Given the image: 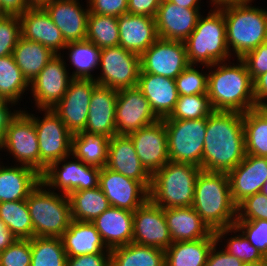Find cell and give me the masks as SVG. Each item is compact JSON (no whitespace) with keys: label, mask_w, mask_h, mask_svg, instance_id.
<instances>
[{"label":"cell","mask_w":267,"mask_h":266,"mask_svg":"<svg viewBox=\"0 0 267 266\" xmlns=\"http://www.w3.org/2000/svg\"><path fill=\"white\" fill-rule=\"evenodd\" d=\"M245 156L243 113L213 111L207 117L202 170L228 173Z\"/></svg>","instance_id":"1"},{"label":"cell","mask_w":267,"mask_h":266,"mask_svg":"<svg viewBox=\"0 0 267 266\" xmlns=\"http://www.w3.org/2000/svg\"><path fill=\"white\" fill-rule=\"evenodd\" d=\"M237 60L236 65L223 61L206 67L210 69L207 95L214 111L245 113L256 108L253 81L244 61Z\"/></svg>","instance_id":"2"},{"label":"cell","mask_w":267,"mask_h":266,"mask_svg":"<svg viewBox=\"0 0 267 266\" xmlns=\"http://www.w3.org/2000/svg\"><path fill=\"white\" fill-rule=\"evenodd\" d=\"M192 207L213 232L234 226L237 205L231 196L227 173L201 170Z\"/></svg>","instance_id":"3"},{"label":"cell","mask_w":267,"mask_h":266,"mask_svg":"<svg viewBox=\"0 0 267 266\" xmlns=\"http://www.w3.org/2000/svg\"><path fill=\"white\" fill-rule=\"evenodd\" d=\"M250 3L220 8L226 23L227 47L237 58L267 42V10Z\"/></svg>","instance_id":"4"},{"label":"cell","mask_w":267,"mask_h":266,"mask_svg":"<svg viewBox=\"0 0 267 266\" xmlns=\"http://www.w3.org/2000/svg\"><path fill=\"white\" fill-rule=\"evenodd\" d=\"M201 170L190 163L167 162L151 176L149 200L163 209L192 206L195 183Z\"/></svg>","instance_id":"5"},{"label":"cell","mask_w":267,"mask_h":266,"mask_svg":"<svg viewBox=\"0 0 267 266\" xmlns=\"http://www.w3.org/2000/svg\"><path fill=\"white\" fill-rule=\"evenodd\" d=\"M190 65L211 66L228 61L231 53L226 43V23L220 8H213L208 16L200 15L195 29L184 41Z\"/></svg>","instance_id":"6"},{"label":"cell","mask_w":267,"mask_h":266,"mask_svg":"<svg viewBox=\"0 0 267 266\" xmlns=\"http://www.w3.org/2000/svg\"><path fill=\"white\" fill-rule=\"evenodd\" d=\"M46 189L40 181L26 199L34 237H61L72 221L69 196Z\"/></svg>","instance_id":"7"},{"label":"cell","mask_w":267,"mask_h":266,"mask_svg":"<svg viewBox=\"0 0 267 266\" xmlns=\"http://www.w3.org/2000/svg\"><path fill=\"white\" fill-rule=\"evenodd\" d=\"M162 120L167 131L169 161L190 163L202 169L207 117L193 120Z\"/></svg>","instance_id":"8"},{"label":"cell","mask_w":267,"mask_h":266,"mask_svg":"<svg viewBox=\"0 0 267 266\" xmlns=\"http://www.w3.org/2000/svg\"><path fill=\"white\" fill-rule=\"evenodd\" d=\"M1 149H7L18 164L30 167L40 174V150L33 119L25 110H19L8 122Z\"/></svg>","instance_id":"9"},{"label":"cell","mask_w":267,"mask_h":266,"mask_svg":"<svg viewBox=\"0 0 267 266\" xmlns=\"http://www.w3.org/2000/svg\"><path fill=\"white\" fill-rule=\"evenodd\" d=\"M100 75L94 77L98 85L115 90L137 87L141 71L140 55L120 45L105 47L100 53Z\"/></svg>","instance_id":"10"},{"label":"cell","mask_w":267,"mask_h":266,"mask_svg":"<svg viewBox=\"0 0 267 266\" xmlns=\"http://www.w3.org/2000/svg\"><path fill=\"white\" fill-rule=\"evenodd\" d=\"M45 112L43 119L28 115L33 119L40 150V175L52 164L71 155L72 133L51 109H38ZM39 118V119H38Z\"/></svg>","instance_id":"11"},{"label":"cell","mask_w":267,"mask_h":266,"mask_svg":"<svg viewBox=\"0 0 267 266\" xmlns=\"http://www.w3.org/2000/svg\"><path fill=\"white\" fill-rule=\"evenodd\" d=\"M70 156L52 163L41 175V181L46 187L53 191L57 188L60 193L67 195L72 191L98 187L101 169L87 165L75 156H73L74 160L67 161ZM60 164L62 165L60 166Z\"/></svg>","instance_id":"12"},{"label":"cell","mask_w":267,"mask_h":266,"mask_svg":"<svg viewBox=\"0 0 267 266\" xmlns=\"http://www.w3.org/2000/svg\"><path fill=\"white\" fill-rule=\"evenodd\" d=\"M184 42L158 38L140 55V73L175 79L189 66Z\"/></svg>","instance_id":"13"},{"label":"cell","mask_w":267,"mask_h":266,"mask_svg":"<svg viewBox=\"0 0 267 266\" xmlns=\"http://www.w3.org/2000/svg\"><path fill=\"white\" fill-rule=\"evenodd\" d=\"M61 54H56L30 83L37 109H52L65 95L72 80Z\"/></svg>","instance_id":"14"},{"label":"cell","mask_w":267,"mask_h":266,"mask_svg":"<svg viewBox=\"0 0 267 266\" xmlns=\"http://www.w3.org/2000/svg\"><path fill=\"white\" fill-rule=\"evenodd\" d=\"M97 85L91 79H72L63 98L51 109L72 134L84 131L92 92Z\"/></svg>","instance_id":"15"},{"label":"cell","mask_w":267,"mask_h":266,"mask_svg":"<svg viewBox=\"0 0 267 266\" xmlns=\"http://www.w3.org/2000/svg\"><path fill=\"white\" fill-rule=\"evenodd\" d=\"M158 120L149 101L137 87L118 91L115 115L116 134L129 135Z\"/></svg>","instance_id":"16"},{"label":"cell","mask_w":267,"mask_h":266,"mask_svg":"<svg viewBox=\"0 0 267 266\" xmlns=\"http://www.w3.org/2000/svg\"><path fill=\"white\" fill-rule=\"evenodd\" d=\"M99 187L113 207L134 212L149 200V190L139 181L101 168Z\"/></svg>","instance_id":"17"},{"label":"cell","mask_w":267,"mask_h":266,"mask_svg":"<svg viewBox=\"0 0 267 266\" xmlns=\"http://www.w3.org/2000/svg\"><path fill=\"white\" fill-rule=\"evenodd\" d=\"M132 242L166 250L173 242L164 209L148 200L134 211Z\"/></svg>","instance_id":"18"},{"label":"cell","mask_w":267,"mask_h":266,"mask_svg":"<svg viewBox=\"0 0 267 266\" xmlns=\"http://www.w3.org/2000/svg\"><path fill=\"white\" fill-rule=\"evenodd\" d=\"M129 136L141 164L151 176L169 162L167 131L162 119Z\"/></svg>","instance_id":"19"},{"label":"cell","mask_w":267,"mask_h":266,"mask_svg":"<svg viewBox=\"0 0 267 266\" xmlns=\"http://www.w3.org/2000/svg\"><path fill=\"white\" fill-rule=\"evenodd\" d=\"M227 175L233 202L238 205L248 196L261 191L267 180V157L246 154Z\"/></svg>","instance_id":"20"},{"label":"cell","mask_w":267,"mask_h":266,"mask_svg":"<svg viewBox=\"0 0 267 266\" xmlns=\"http://www.w3.org/2000/svg\"><path fill=\"white\" fill-rule=\"evenodd\" d=\"M200 15V9L182 8L162 0L155 17L158 37L184 42L195 29Z\"/></svg>","instance_id":"21"},{"label":"cell","mask_w":267,"mask_h":266,"mask_svg":"<svg viewBox=\"0 0 267 266\" xmlns=\"http://www.w3.org/2000/svg\"><path fill=\"white\" fill-rule=\"evenodd\" d=\"M106 167L139 181L150 189L151 175L141 164L129 135L116 134L110 139Z\"/></svg>","instance_id":"22"},{"label":"cell","mask_w":267,"mask_h":266,"mask_svg":"<svg viewBox=\"0 0 267 266\" xmlns=\"http://www.w3.org/2000/svg\"><path fill=\"white\" fill-rule=\"evenodd\" d=\"M53 23L60 29L66 43L85 40L89 8L79 0H54L44 7Z\"/></svg>","instance_id":"23"},{"label":"cell","mask_w":267,"mask_h":266,"mask_svg":"<svg viewBox=\"0 0 267 266\" xmlns=\"http://www.w3.org/2000/svg\"><path fill=\"white\" fill-rule=\"evenodd\" d=\"M118 90L97 85L92 92L84 131L112 138L116 135V99Z\"/></svg>","instance_id":"24"},{"label":"cell","mask_w":267,"mask_h":266,"mask_svg":"<svg viewBox=\"0 0 267 266\" xmlns=\"http://www.w3.org/2000/svg\"><path fill=\"white\" fill-rule=\"evenodd\" d=\"M19 19L21 37L42 44L55 54H61L60 50L67 43L44 8H29L19 15Z\"/></svg>","instance_id":"25"},{"label":"cell","mask_w":267,"mask_h":266,"mask_svg":"<svg viewBox=\"0 0 267 266\" xmlns=\"http://www.w3.org/2000/svg\"><path fill=\"white\" fill-rule=\"evenodd\" d=\"M119 27V45L125 50L141 55L159 37L156 20L146 15L126 13L117 17Z\"/></svg>","instance_id":"26"},{"label":"cell","mask_w":267,"mask_h":266,"mask_svg":"<svg viewBox=\"0 0 267 266\" xmlns=\"http://www.w3.org/2000/svg\"><path fill=\"white\" fill-rule=\"evenodd\" d=\"M137 88L149 101L159 119L168 117L179 98L175 79L151 73H140Z\"/></svg>","instance_id":"27"},{"label":"cell","mask_w":267,"mask_h":266,"mask_svg":"<svg viewBox=\"0 0 267 266\" xmlns=\"http://www.w3.org/2000/svg\"><path fill=\"white\" fill-rule=\"evenodd\" d=\"M134 212L110 206L92 223L108 249L132 243Z\"/></svg>","instance_id":"28"},{"label":"cell","mask_w":267,"mask_h":266,"mask_svg":"<svg viewBox=\"0 0 267 266\" xmlns=\"http://www.w3.org/2000/svg\"><path fill=\"white\" fill-rule=\"evenodd\" d=\"M164 215L172 242L203 239L213 233L192 206L164 208Z\"/></svg>","instance_id":"29"},{"label":"cell","mask_w":267,"mask_h":266,"mask_svg":"<svg viewBox=\"0 0 267 266\" xmlns=\"http://www.w3.org/2000/svg\"><path fill=\"white\" fill-rule=\"evenodd\" d=\"M40 181L41 175L30 167L0 165V202L26 200Z\"/></svg>","instance_id":"30"},{"label":"cell","mask_w":267,"mask_h":266,"mask_svg":"<svg viewBox=\"0 0 267 266\" xmlns=\"http://www.w3.org/2000/svg\"><path fill=\"white\" fill-rule=\"evenodd\" d=\"M61 240L67 257L111 251L92 222L72 220Z\"/></svg>","instance_id":"31"},{"label":"cell","mask_w":267,"mask_h":266,"mask_svg":"<svg viewBox=\"0 0 267 266\" xmlns=\"http://www.w3.org/2000/svg\"><path fill=\"white\" fill-rule=\"evenodd\" d=\"M215 242L214 232L203 239L173 242L165 250V266H206L208 254Z\"/></svg>","instance_id":"32"},{"label":"cell","mask_w":267,"mask_h":266,"mask_svg":"<svg viewBox=\"0 0 267 266\" xmlns=\"http://www.w3.org/2000/svg\"><path fill=\"white\" fill-rule=\"evenodd\" d=\"M12 55L23 76L31 83L56 54L38 42L20 37Z\"/></svg>","instance_id":"33"},{"label":"cell","mask_w":267,"mask_h":266,"mask_svg":"<svg viewBox=\"0 0 267 266\" xmlns=\"http://www.w3.org/2000/svg\"><path fill=\"white\" fill-rule=\"evenodd\" d=\"M110 138L80 131L72 135L71 155L87 165L103 168L108 160Z\"/></svg>","instance_id":"34"},{"label":"cell","mask_w":267,"mask_h":266,"mask_svg":"<svg viewBox=\"0 0 267 266\" xmlns=\"http://www.w3.org/2000/svg\"><path fill=\"white\" fill-rule=\"evenodd\" d=\"M111 266H165V251L132 242L111 249Z\"/></svg>","instance_id":"35"},{"label":"cell","mask_w":267,"mask_h":266,"mask_svg":"<svg viewBox=\"0 0 267 266\" xmlns=\"http://www.w3.org/2000/svg\"><path fill=\"white\" fill-rule=\"evenodd\" d=\"M72 220L93 222L111 205L100 187L72 191L69 195Z\"/></svg>","instance_id":"36"},{"label":"cell","mask_w":267,"mask_h":266,"mask_svg":"<svg viewBox=\"0 0 267 266\" xmlns=\"http://www.w3.org/2000/svg\"><path fill=\"white\" fill-rule=\"evenodd\" d=\"M68 50L71 65L75 68L72 72V79H91V73L100 66L101 48L87 39L81 41L68 42L63 50Z\"/></svg>","instance_id":"37"},{"label":"cell","mask_w":267,"mask_h":266,"mask_svg":"<svg viewBox=\"0 0 267 266\" xmlns=\"http://www.w3.org/2000/svg\"><path fill=\"white\" fill-rule=\"evenodd\" d=\"M246 154L267 157V113L256 107L243 113Z\"/></svg>","instance_id":"38"},{"label":"cell","mask_w":267,"mask_h":266,"mask_svg":"<svg viewBox=\"0 0 267 266\" xmlns=\"http://www.w3.org/2000/svg\"><path fill=\"white\" fill-rule=\"evenodd\" d=\"M27 87L30 83L16 65L13 55L0 57V101L17 105Z\"/></svg>","instance_id":"39"},{"label":"cell","mask_w":267,"mask_h":266,"mask_svg":"<svg viewBox=\"0 0 267 266\" xmlns=\"http://www.w3.org/2000/svg\"><path fill=\"white\" fill-rule=\"evenodd\" d=\"M30 246L31 266H67L61 237H33Z\"/></svg>","instance_id":"40"},{"label":"cell","mask_w":267,"mask_h":266,"mask_svg":"<svg viewBox=\"0 0 267 266\" xmlns=\"http://www.w3.org/2000/svg\"><path fill=\"white\" fill-rule=\"evenodd\" d=\"M0 219L17 239H32L33 224L26 200L0 202Z\"/></svg>","instance_id":"41"},{"label":"cell","mask_w":267,"mask_h":266,"mask_svg":"<svg viewBox=\"0 0 267 266\" xmlns=\"http://www.w3.org/2000/svg\"><path fill=\"white\" fill-rule=\"evenodd\" d=\"M117 17L89 13L86 39L99 48L119 45Z\"/></svg>","instance_id":"42"},{"label":"cell","mask_w":267,"mask_h":266,"mask_svg":"<svg viewBox=\"0 0 267 266\" xmlns=\"http://www.w3.org/2000/svg\"><path fill=\"white\" fill-rule=\"evenodd\" d=\"M242 232L248 241L267 259V220H236L235 225L215 231L216 241L228 233ZM226 234V235H225Z\"/></svg>","instance_id":"43"},{"label":"cell","mask_w":267,"mask_h":266,"mask_svg":"<svg viewBox=\"0 0 267 266\" xmlns=\"http://www.w3.org/2000/svg\"><path fill=\"white\" fill-rule=\"evenodd\" d=\"M209 97L207 94L179 96L171 114L163 119L172 120H193L208 117L212 112Z\"/></svg>","instance_id":"44"},{"label":"cell","mask_w":267,"mask_h":266,"mask_svg":"<svg viewBox=\"0 0 267 266\" xmlns=\"http://www.w3.org/2000/svg\"><path fill=\"white\" fill-rule=\"evenodd\" d=\"M227 239L224 250L232 254L245 265H267V259L255 248L241 232Z\"/></svg>","instance_id":"45"},{"label":"cell","mask_w":267,"mask_h":266,"mask_svg":"<svg viewBox=\"0 0 267 266\" xmlns=\"http://www.w3.org/2000/svg\"><path fill=\"white\" fill-rule=\"evenodd\" d=\"M195 68L196 65H189L175 78L179 96L207 94L208 74Z\"/></svg>","instance_id":"46"},{"label":"cell","mask_w":267,"mask_h":266,"mask_svg":"<svg viewBox=\"0 0 267 266\" xmlns=\"http://www.w3.org/2000/svg\"><path fill=\"white\" fill-rule=\"evenodd\" d=\"M21 37L19 16L6 15L0 18V57L12 55Z\"/></svg>","instance_id":"47"},{"label":"cell","mask_w":267,"mask_h":266,"mask_svg":"<svg viewBox=\"0 0 267 266\" xmlns=\"http://www.w3.org/2000/svg\"><path fill=\"white\" fill-rule=\"evenodd\" d=\"M30 239H17L0 252V266H31Z\"/></svg>","instance_id":"48"},{"label":"cell","mask_w":267,"mask_h":266,"mask_svg":"<svg viewBox=\"0 0 267 266\" xmlns=\"http://www.w3.org/2000/svg\"><path fill=\"white\" fill-rule=\"evenodd\" d=\"M267 220V196L261 192L248 196L237 205L236 220Z\"/></svg>","instance_id":"49"},{"label":"cell","mask_w":267,"mask_h":266,"mask_svg":"<svg viewBox=\"0 0 267 266\" xmlns=\"http://www.w3.org/2000/svg\"><path fill=\"white\" fill-rule=\"evenodd\" d=\"M252 81L267 72V42L247 52L242 58Z\"/></svg>","instance_id":"50"},{"label":"cell","mask_w":267,"mask_h":266,"mask_svg":"<svg viewBox=\"0 0 267 266\" xmlns=\"http://www.w3.org/2000/svg\"><path fill=\"white\" fill-rule=\"evenodd\" d=\"M87 3L92 14L119 17L128 13V0H88Z\"/></svg>","instance_id":"51"},{"label":"cell","mask_w":267,"mask_h":266,"mask_svg":"<svg viewBox=\"0 0 267 266\" xmlns=\"http://www.w3.org/2000/svg\"><path fill=\"white\" fill-rule=\"evenodd\" d=\"M67 266H111V251L67 257Z\"/></svg>","instance_id":"52"},{"label":"cell","mask_w":267,"mask_h":266,"mask_svg":"<svg viewBox=\"0 0 267 266\" xmlns=\"http://www.w3.org/2000/svg\"><path fill=\"white\" fill-rule=\"evenodd\" d=\"M218 242L216 241L211 248L206 266H245V264L238 258L228 253L224 249L217 250Z\"/></svg>","instance_id":"53"},{"label":"cell","mask_w":267,"mask_h":266,"mask_svg":"<svg viewBox=\"0 0 267 266\" xmlns=\"http://www.w3.org/2000/svg\"><path fill=\"white\" fill-rule=\"evenodd\" d=\"M161 0H128V13L155 18Z\"/></svg>","instance_id":"54"},{"label":"cell","mask_w":267,"mask_h":266,"mask_svg":"<svg viewBox=\"0 0 267 266\" xmlns=\"http://www.w3.org/2000/svg\"><path fill=\"white\" fill-rule=\"evenodd\" d=\"M253 92L256 107H260L267 100V72L253 81Z\"/></svg>","instance_id":"55"},{"label":"cell","mask_w":267,"mask_h":266,"mask_svg":"<svg viewBox=\"0 0 267 266\" xmlns=\"http://www.w3.org/2000/svg\"><path fill=\"white\" fill-rule=\"evenodd\" d=\"M0 2L8 15L19 16L29 9L26 0H0Z\"/></svg>","instance_id":"56"},{"label":"cell","mask_w":267,"mask_h":266,"mask_svg":"<svg viewBox=\"0 0 267 266\" xmlns=\"http://www.w3.org/2000/svg\"><path fill=\"white\" fill-rule=\"evenodd\" d=\"M14 104L8 101H0V137L2 138L7 128L8 122L16 114L18 110L13 112L10 110V105Z\"/></svg>","instance_id":"57"},{"label":"cell","mask_w":267,"mask_h":266,"mask_svg":"<svg viewBox=\"0 0 267 266\" xmlns=\"http://www.w3.org/2000/svg\"><path fill=\"white\" fill-rule=\"evenodd\" d=\"M17 240V237L8 229L7 225L0 219V252L5 250Z\"/></svg>","instance_id":"58"},{"label":"cell","mask_w":267,"mask_h":266,"mask_svg":"<svg viewBox=\"0 0 267 266\" xmlns=\"http://www.w3.org/2000/svg\"><path fill=\"white\" fill-rule=\"evenodd\" d=\"M214 8H222L229 5H238L252 2L251 0H210ZM214 5V6H213Z\"/></svg>","instance_id":"59"},{"label":"cell","mask_w":267,"mask_h":266,"mask_svg":"<svg viewBox=\"0 0 267 266\" xmlns=\"http://www.w3.org/2000/svg\"><path fill=\"white\" fill-rule=\"evenodd\" d=\"M168 1L178 6H181L182 8L201 9L199 4L201 0H168Z\"/></svg>","instance_id":"60"},{"label":"cell","mask_w":267,"mask_h":266,"mask_svg":"<svg viewBox=\"0 0 267 266\" xmlns=\"http://www.w3.org/2000/svg\"><path fill=\"white\" fill-rule=\"evenodd\" d=\"M54 0H26L29 8H44Z\"/></svg>","instance_id":"61"},{"label":"cell","mask_w":267,"mask_h":266,"mask_svg":"<svg viewBox=\"0 0 267 266\" xmlns=\"http://www.w3.org/2000/svg\"><path fill=\"white\" fill-rule=\"evenodd\" d=\"M6 15H8V14L4 11V9L1 5V2H0V18L5 17Z\"/></svg>","instance_id":"62"},{"label":"cell","mask_w":267,"mask_h":266,"mask_svg":"<svg viewBox=\"0 0 267 266\" xmlns=\"http://www.w3.org/2000/svg\"><path fill=\"white\" fill-rule=\"evenodd\" d=\"M260 192L267 196V180H266L265 184L262 186V189Z\"/></svg>","instance_id":"63"},{"label":"cell","mask_w":267,"mask_h":266,"mask_svg":"<svg viewBox=\"0 0 267 266\" xmlns=\"http://www.w3.org/2000/svg\"><path fill=\"white\" fill-rule=\"evenodd\" d=\"M260 108L267 113V101L260 106Z\"/></svg>","instance_id":"64"},{"label":"cell","mask_w":267,"mask_h":266,"mask_svg":"<svg viewBox=\"0 0 267 266\" xmlns=\"http://www.w3.org/2000/svg\"><path fill=\"white\" fill-rule=\"evenodd\" d=\"M245 266H267V265H245Z\"/></svg>","instance_id":"65"},{"label":"cell","mask_w":267,"mask_h":266,"mask_svg":"<svg viewBox=\"0 0 267 266\" xmlns=\"http://www.w3.org/2000/svg\"><path fill=\"white\" fill-rule=\"evenodd\" d=\"M1 144H2V139H1V137H0V150L2 151V149H1Z\"/></svg>","instance_id":"66"}]
</instances>
